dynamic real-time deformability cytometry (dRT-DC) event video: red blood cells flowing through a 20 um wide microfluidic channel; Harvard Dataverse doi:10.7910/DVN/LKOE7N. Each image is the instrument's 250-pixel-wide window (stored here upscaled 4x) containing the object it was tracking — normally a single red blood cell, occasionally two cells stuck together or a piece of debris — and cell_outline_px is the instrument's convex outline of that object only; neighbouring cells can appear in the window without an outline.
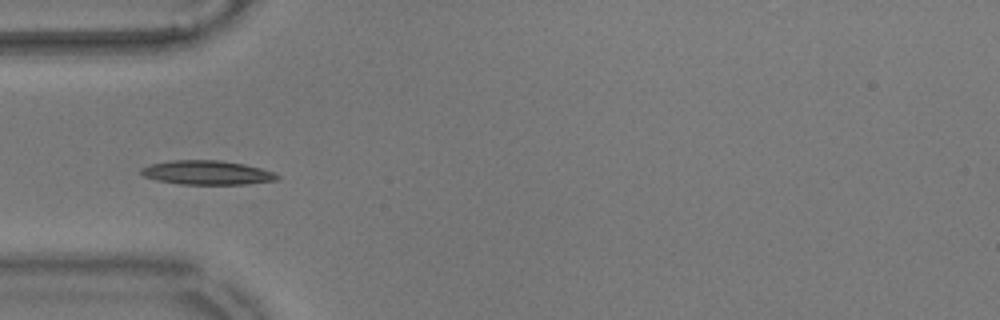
{"species": "common noctule bat (a hibernating species)", "species_latin": "Nyctalus noctula", "temperature_condition": "warm", "stored_images_in_passage": 26, "camera_frame_rate_fps": 3000, "um_per_image_px": 0.085, "animal": {"sex": "male", "body_mass_g": 17.9}, "frame": {"image": 1, "passage_image": 5, "time_ms": 1.333, "image_size_px": [1000, 320], "cell_outline_px": [[280, 180], [244, 184], [180, 184], [156, 180], [144, 176], [140, 172], [140, 168], [152, 164], [172, 160], [216, 160], [244, 164], [260, 168], [272, 172], [280, 176]], "centroid_in_image_um": [17.6, 14.68], "position_along_channel_um": 67.4, "area_um2": 19.02}}
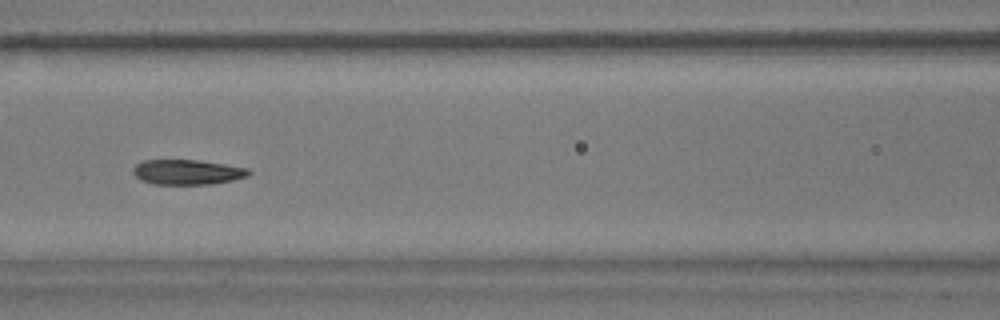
{"frame": {"image": 2, "passage_image": 12, "time_ms": 3.667, "image_size_px": [1000, 320], "cell_outline_px": [[252, 172], [248, 176], [232, 180], [212, 184], [156, 184], [140, 180], [132, 172], [132, 168], [136, 164], [144, 160], [196, 160], [224, 164], [248, 168]], "centroid_in_image_um": [15.91, 14.63], "position_along_channel_um": 150.7, "area_um2": 16.82}}